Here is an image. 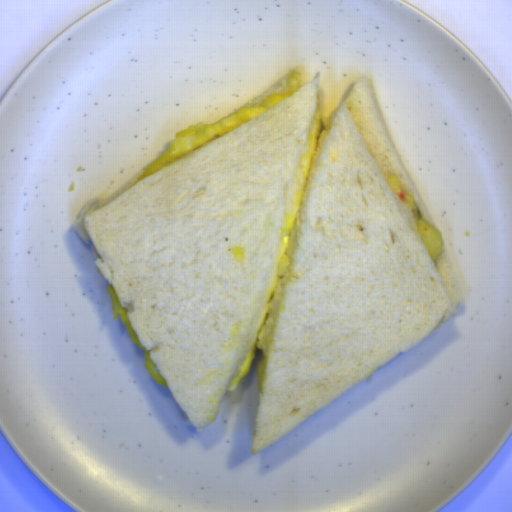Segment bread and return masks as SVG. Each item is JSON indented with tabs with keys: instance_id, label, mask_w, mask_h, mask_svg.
Here are the masks:
<instances>
[{
	"instance_id": "bread-2",
	"label": "bread",
	"mask_w": 512,
	"mask_h": 512,
	"mask_svg": "<svg viewBox=\"0 0 512 512\" xmlns=\"http://www.w3.org/2000/svg\"><path fill=\"white\" fill-rule=\"evenodd\" d=\"M329 118L266 358L254 455L417 345L466 299L444 248L432 258L387 185L398 177L436 229L368 77Z\"/></svg>"
},
{
	"instance_id": "bread-1",
	"label": "bread",
	"mask_w": 512,
	"mask_h": 512,
	"mask_svg": "<svg viewBox=\"0 0 512 512\" xmlns=\"http://www.w3.org/2000/svg\"><path fill=\"white\" fill-rule=\"evenodd\" d=\"M320 74L259 116L140 179L73 228L194 429L216 418L273 280Z\"/></svg>"
},
{
	"instance_id": "bread-3",
	"label": "bread",
	"mask_w": 512,
	"mask_h": 512,
	"mask_svg": "<svg viewBox=\"0 0 512 512\" xmlns=\"http://www.w3.org/2000/svg\"><path fill=\"white\" fill-rule=\"evenodd\" d=\"M295 72H297L298 74V77L300 75V73L298 72L297 69H293L291 70L290 72H288L287 74H285L284 76H282L279 81L273 85L272 87H270L269 89H267L266 91H264L263 93H261L260 95H258L257 97H255L254 99H252L251 101H249L248 103H246L245 105H243L242 107H247V106H253L259 102H261L262 100H264L265 98L269 97L270 95L274 94L275 92H277L283 85H285L287 83V81L289 80V78L291 77L292 74H294ZM240 107V108H242ZM239 108V109H240ZM238 109V110H239ZM237 111V110H236ZM235 111V112H236Z\"/></svg>"
}]
</instances>
